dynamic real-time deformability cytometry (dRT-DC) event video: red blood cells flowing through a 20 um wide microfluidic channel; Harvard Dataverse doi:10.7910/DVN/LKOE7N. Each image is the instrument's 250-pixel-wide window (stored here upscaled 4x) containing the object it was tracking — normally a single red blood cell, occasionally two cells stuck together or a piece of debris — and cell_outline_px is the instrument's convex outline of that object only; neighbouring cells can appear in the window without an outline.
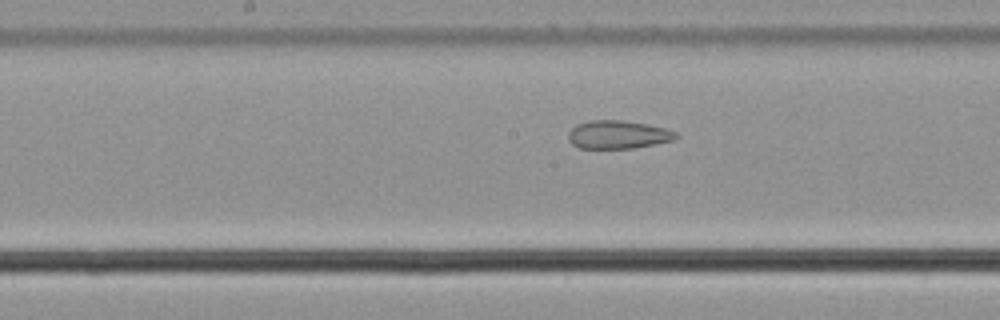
{"species": "common noctule bat (a hibernating species)", "species_latin": "Nyctalus noctula", "temperature_condition": "cold", "stored_images_in_passage": 55, "segment_of_instrument_passage": [2, 2], "camera_frame_rate_fps": 3000, "um_per_image_px": 0.085, "animal": {"sex": "male", "body_mass_g": 21.5, "forearm_length_mm": 52.0}, "frame": {"image": 1, "passage_image": 28, "time_ms": 9.0, "image_size_px": [1000, 320], "cell_outline_px": [[680, 136], [672, 140], [632, 148], [580, 148], [572, 144], [568, 140], [568, 132], [576, 124], [588, 120], [624, 120], [648, 124], [668, 128], [676, 132]], "centroid_in_image_um": [52.52, 11.42], "position_along_channel_um": 195.7, "area_um2": 17.8}}
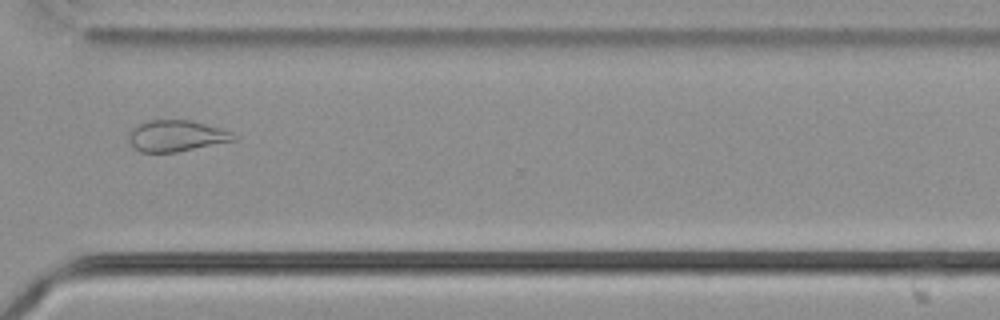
{"frame": {"image": 2, "passage_image": 41, "time_ms": 13.333, "image_size_px": [1000, 320], "cell_outline_px": [[236, 140], [176, 152], [140, 152], [128, 140], [128, 136], [132, 128], [136, 124], [148, 120], [192, 120], [220, 128], [232, 132], [236, 136]], "centroid_in_image_um": [14.97, 11.54], "position_along_channel_um": 355.6, "area_um2": 19.07}}
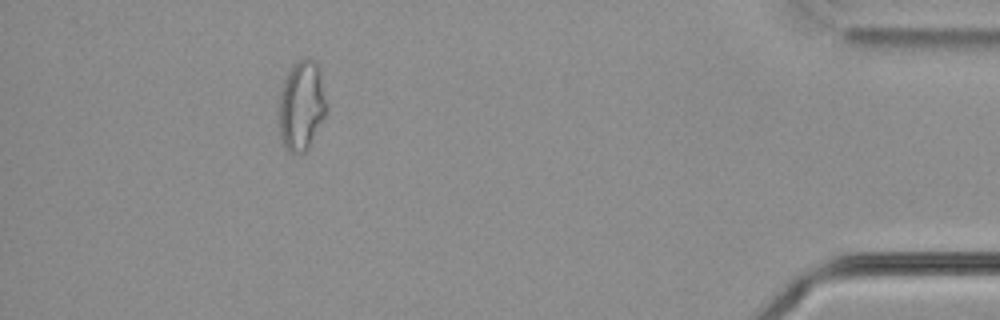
{"frame": {"image": 3, "passage_image": 50, "time_ms": 16.333, "image_size_px": [1000, 320], "cell_outline_px": [[324, 116], [308, 148], [304, 152], [292, 156], [288, 152], [280, 136], [280, 92], [284, 80], [292, 64], [296, 60], [304, 56], [308, 56], [316, 60], [320, 68], [324, 100]], "centroid_in_image_um": [25.6, 8.93], "position_along_channel_um": 409.6, "area_um2": 24.68}}